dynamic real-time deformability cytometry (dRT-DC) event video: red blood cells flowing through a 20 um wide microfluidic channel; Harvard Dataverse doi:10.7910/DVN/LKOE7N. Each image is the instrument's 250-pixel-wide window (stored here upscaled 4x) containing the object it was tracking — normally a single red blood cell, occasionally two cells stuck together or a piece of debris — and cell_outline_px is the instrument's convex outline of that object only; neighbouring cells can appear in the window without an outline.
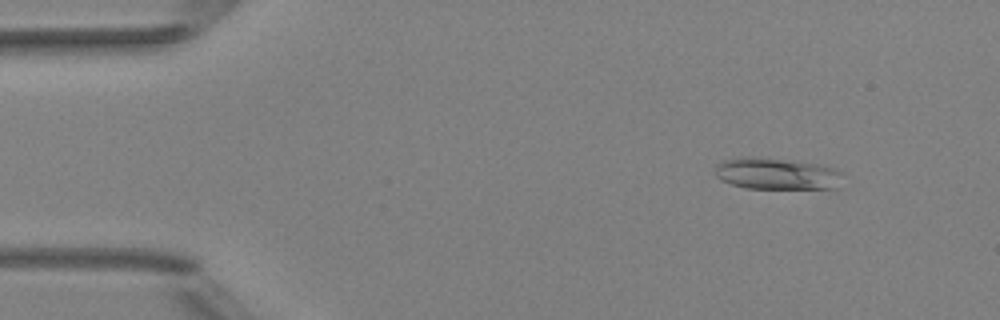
{"species": "Egyptian fruit bat (a non-hibernating species)", "species_latin": "Rousettus aegyptiacus", "temperature_condition": "room temperature", "stored_images_in_passage": 5, "camera_frame_rate_fps": 3000, "um_per_image_px": 0.085, "animal": {"sex": "female"}, "frame": {"image": 1, "passage_image": 2, "time_ms": 1.0, "image_size_px": [1000, 320], "cell_outline_px": [[840, 172], [836, 188], [748, 188], [732, 184], [720, 180], [716, 176], [716, 164], [724, 160], [748, 156], [816, 164], [832, 168]], "centroid_in_image_um": [65.93, 14.77], "position_along_channel_um": 19.1, "area_um2": 22.77}}